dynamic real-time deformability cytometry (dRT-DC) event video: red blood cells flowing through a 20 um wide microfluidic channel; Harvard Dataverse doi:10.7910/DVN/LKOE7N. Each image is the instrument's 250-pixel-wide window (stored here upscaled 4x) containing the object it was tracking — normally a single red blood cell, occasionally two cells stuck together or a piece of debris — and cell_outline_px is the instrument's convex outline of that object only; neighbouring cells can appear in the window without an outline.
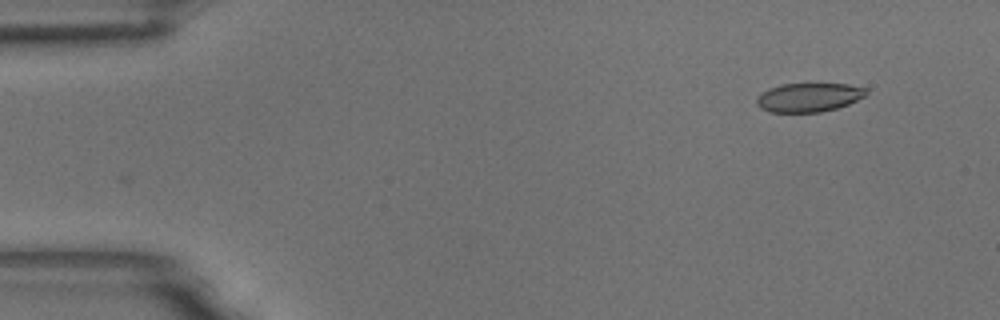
{"species": "common noctule bat (a hibernating species)", "species_latin": "Nyctalus noctula", "temperature_condition": "room temperature", "stored_images_in_passage": 52, "camera_frame_rate_fps": 3000, "um_per_image_px": 0.085, "animal": {"sex": "male", "body_mass_g": 18.8}, "frame": {"image": 1, "passage_image": 1, "time_ms": 0.0, "image_size_px": [1000, 320], "cell_outline_px": [[868, 92], [864, 96], [848, 104], [836, 108], [820, 112], [768, 112], [760, 108], [756, 104], [756, 100], [768, 88], [780, 84], [848, 84], [868, 88]], "centroid_in_image_um": [68.75, 8.27], "position_along_channel_um": 16.3, "area_um2": 18.38}}
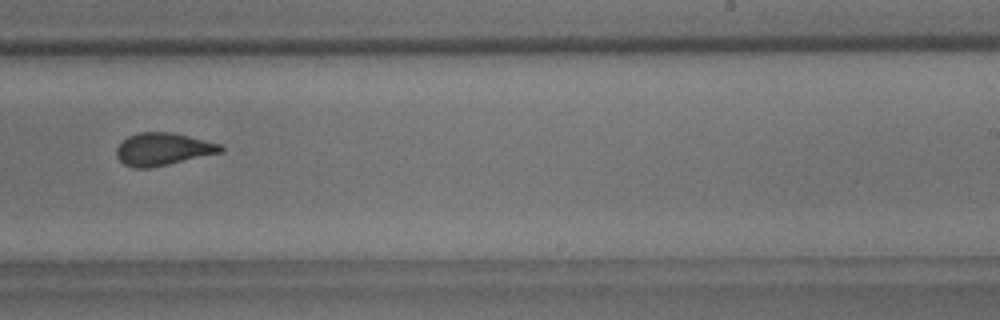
{"frame": {"image": 2, "passage_image": 31, "time_ms": 10.0, "image_size_px": [1000, 320], "cell_outline_px": [[224, 152], [168, 164], [148, 168], [132, 168], [124, 164], [116, 156], [116, 148], [128, 136], [140, 132], [172, 132], [220, 144], [224, 148]], "centroid_in_image_um": [13.85, 12.68], "position_along_channel_um": 275.2, "area_um2": 19.65}}
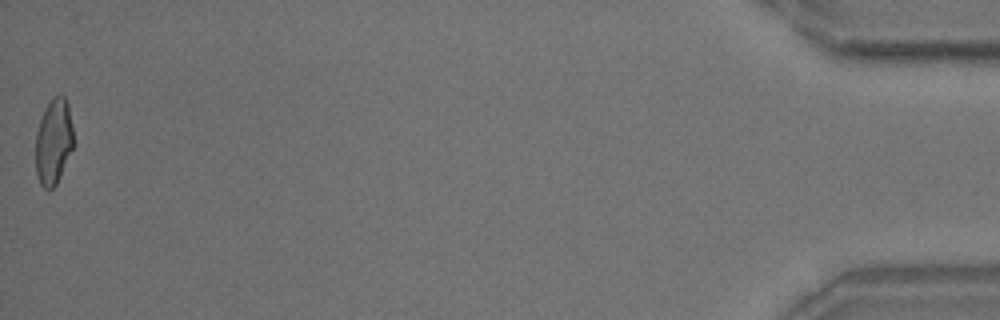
{"frame": {"image": 3, "passage_image": 52, "time_ms": 17.0, "image_size_px": [1000, 320], "cell_outline_px": [[76, 144], [56, 184], [48, 192], [40, 184], [36, 172], [36, 132], [44, 108], [60, 92], [64, 96], [68, 104]], "centroid_in_image_um": [4.58, 12.05], "position_along_channel_um": 430.6, "area_um2": 19.31}, "authors_computed_cell_mechanics": {"area_um2": 19.8254, "velocity_mm_per_s": 3.5914, "shape_relaxation_time_tau1_ms": 7.6068, "shape_relaxation_time_tau2_ms": 1.3331, "deformation_change_tau1": 0.1763, "deformation_change_tau2": 0.0559}}